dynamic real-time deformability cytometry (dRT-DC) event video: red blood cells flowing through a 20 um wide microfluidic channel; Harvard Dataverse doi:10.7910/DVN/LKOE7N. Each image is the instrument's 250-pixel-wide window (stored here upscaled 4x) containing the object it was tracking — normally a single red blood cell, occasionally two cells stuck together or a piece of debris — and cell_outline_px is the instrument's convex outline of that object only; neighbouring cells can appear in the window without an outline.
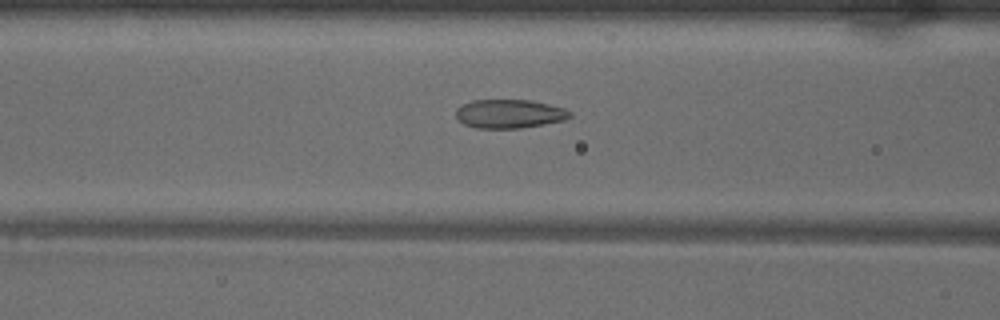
{"species": "common noctule bat (a hibernating species)", "species_latin": "Nyctalus noctula", "temperature_condition": "warm", "stored_images_in_passage": 49, "camera_frame_rate_fps": 3000, "um_per_image_px": 0.085, "animal": {"sex": "male", "body_mass_g": 18.8}, "frame": {"image": 1, "passage_image": 19, "time_ms": 6.0, "image_size_px": [1000, 320], "cell_outline_px": [[572, 116], [564, 120], [544, 124], [520, 128], [476, 128], [464, 124], [456, 116], [456, 108], [472, 100], [532, 100], [564, 108], [572, 112]], "centroid_in_image_um": [43.31, 9.67], "position_along_channel_um": 123.3, "area_um2": 19.07}}
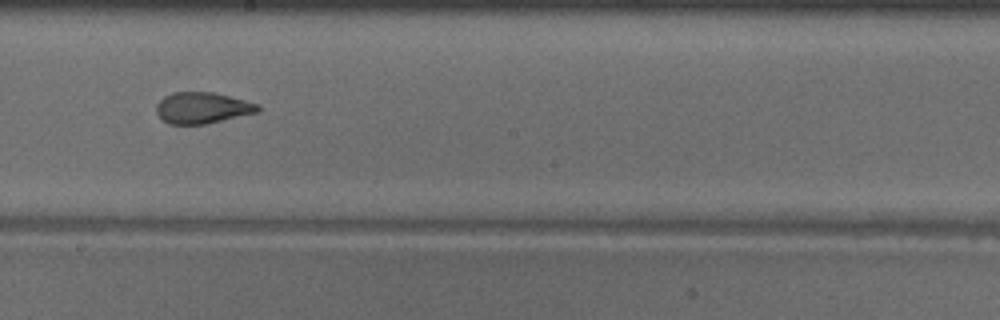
{"frame": {"image": 2, "passage_image": 27, "time_ms": 8.667, "image_size_px": [1000, 320], "cell_outline_px": [[260, 112], [204, 124], [168, 124], [156, 112], [156, 104], [164, 96], [172, 92], [212, 92], [260, 104]], "centroid_in_image_um": [17.2, 9.16], "position_along_channel_um": 231.0, "area_um2": 18.44}}
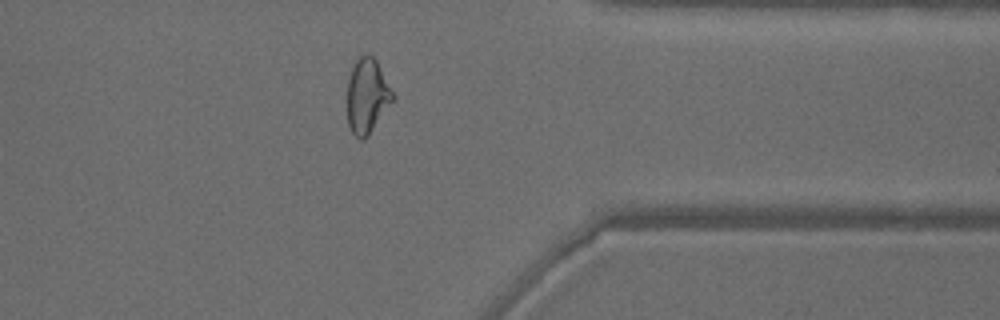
{"frame": {"image": 3, "passage_image": 39, "time_ms": 12.667, "image_size_px": [1000, 320], "cell_outline_px": [[396, 96], [368, 136], [364, 140], [360, 140], [352, 132], [348, 124], [348, 80], [352, 68], [356, 60], [360, 56], [372, 56], [376, 60]], "centroid_in_image_um": [31.22, 8.18], "position_along_channel_um": 380.2, "area_um2": 19.59}, "authors_computed_cell_mechanics": {"area_um2": 20.6924, "velocity_mm_per_s": 4.0357, "shape_relaxation_time_tau1_ms": 8.1763, "shape_relaxation_time_tau2_ms": 1.3289, "deformation_change_tau1": 0.2029, "deformation_change_tau2": 0.079}}